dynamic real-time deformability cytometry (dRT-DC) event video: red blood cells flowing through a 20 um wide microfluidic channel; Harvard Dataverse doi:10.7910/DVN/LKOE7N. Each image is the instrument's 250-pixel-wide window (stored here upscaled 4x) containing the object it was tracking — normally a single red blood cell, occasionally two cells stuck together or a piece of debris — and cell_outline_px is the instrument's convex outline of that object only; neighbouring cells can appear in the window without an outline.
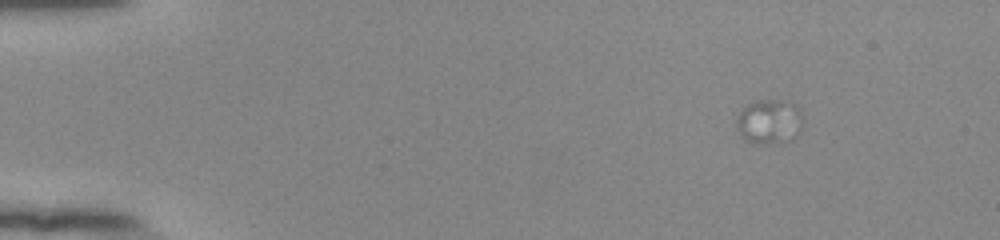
{"species": "human", "species_latin": "Homo sapiens", "temperature_condition": "room temperature", "stored_images_in_passage": 13, "camera_frame_rate_fps": 3000, "um_per_image_px": 0.085, "donor": {"sex": "female"}, "frame": {"image": 1, "passage_image": 1, "time_ms": 0.0, "image_size_px": [1000, 240], "cell_outline_px": [[804, 124], [796, 136], [792, 140], [768, 144], [748, 140], [740, 136], [736, 124], [736, 120], [740, 112], [748, 104], [756, 100], [776, 100], [796, 104], [800, 108]], "centroid_in_image_um": [65.43, 10.33], "position_along_channel_um": 19.6, "area_um2": 17.28}}